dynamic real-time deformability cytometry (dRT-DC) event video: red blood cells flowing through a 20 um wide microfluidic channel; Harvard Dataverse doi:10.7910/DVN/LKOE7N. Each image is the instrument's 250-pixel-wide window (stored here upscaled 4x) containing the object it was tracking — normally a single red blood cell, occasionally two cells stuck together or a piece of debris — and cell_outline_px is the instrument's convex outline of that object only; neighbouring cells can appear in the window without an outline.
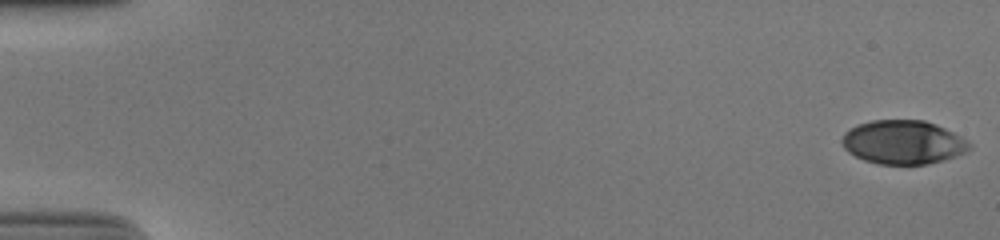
{"species": "human", "species_latin": "Homo sapiens", "temperature_condition": "cold", "stored_images_in_passage": 13, "camera_frame_rate_fps": 3000, "um_per_image_px": 0.085, "donor": {"sex": "male"}, "frame": {"image": 1, "passage_image": 1, "time_ms": 0.0, "image_size_px": [1000, 240], "cell_outline_px": [[972, 148], [968, 152], [944, 160], [928, 164], [880, 164], [864, 160], [848, 152], [844, 148], [840, 140], [844, 132], [856, 124], [872, 120], [924, 120], [936, 124], [960, 136], [972, 144]], "centroid_in_image_um": [76.76, 12.09], "position_along_channel_um": 8.2, "area_um2": 32.77}}